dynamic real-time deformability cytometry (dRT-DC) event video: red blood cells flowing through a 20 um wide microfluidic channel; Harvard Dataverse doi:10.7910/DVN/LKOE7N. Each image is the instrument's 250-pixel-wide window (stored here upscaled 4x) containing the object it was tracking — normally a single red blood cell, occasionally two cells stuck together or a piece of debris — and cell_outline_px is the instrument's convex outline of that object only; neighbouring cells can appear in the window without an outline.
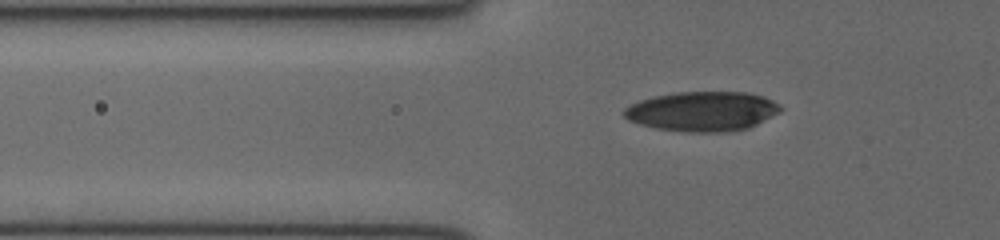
{"species": "human", "species_latin": "Homo sapiens", "temperature_condition": "cold", "stored_images_in_passage": 35, "camera_frame_rate_fps": 3000, "um_per_image_px": 0.085, "donor": {"sex": "female"}, "frame": {"image": 1, "passage_image": 5, "time_ms": 1.333, "image_size_px": [1000, 240], "cell_outline_px": [[784, 108], [780, 112], [748, 128], [724, 132], [684, 132], [656, 128], [640, 124], [628, 120], [624, 116], [624, 108], [640, 100], [652, 96], [676, 92], [744, 92], [764, 96], [780, 104]], "centroid_in_image_um": [59.71, 9.46], "position_along_channel_um": 66.1, "area_um2": 36.24}}
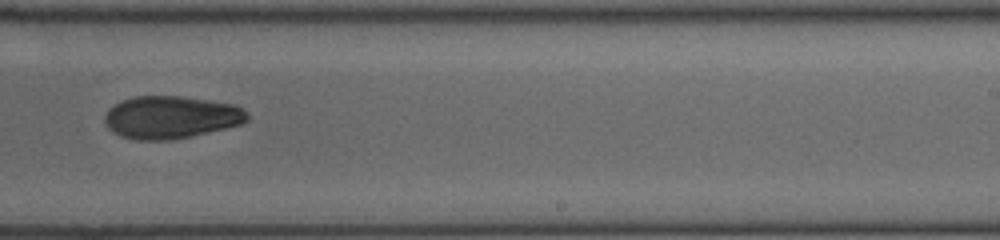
{"frame": {"image": 2, "passage_image": 20, "time_ms": 6.333, "image_size_px": [1000, 240], "cell_outline_px": [[248, 120], [240, 124], [192, 136], [168, 140], [136, 140], [120, 136], [112, 132], [108, 128], [104, 120], [104, 116], [108, 108], [120, 100], [136, 96], [180, 96], [236, 104], [248, 112]], "centroid_in_image_um": [14.5, 9.96], "position_along_channel_um": 274.5, "area_um2": 35.55}}
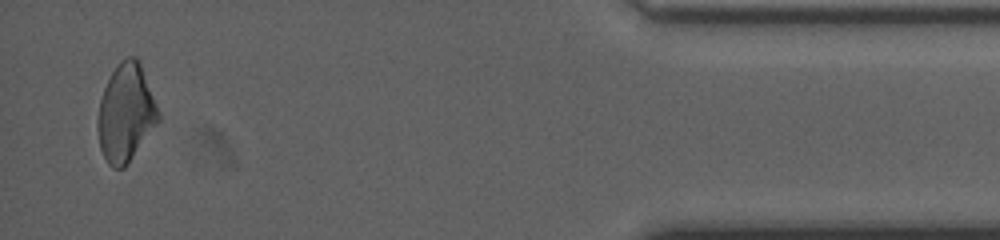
{"frame": {"image": 3, "passage_image": 34, "time_ms": 11.0, "image_size_px": [1000, 240], "cell_outline_px": [[160, 120], [124, 168], [112, 168], [108, 164], [100, 148], [96, 124], [100, 100], [104, 88], [116, 64], [120, 60], [128, 56], [136, 56], [140, 60], [160, 112]], "centroid_in_image_um": [10.7, 9.57], "position_along_channel_um": 424.5, "area_um2": 34.74}}